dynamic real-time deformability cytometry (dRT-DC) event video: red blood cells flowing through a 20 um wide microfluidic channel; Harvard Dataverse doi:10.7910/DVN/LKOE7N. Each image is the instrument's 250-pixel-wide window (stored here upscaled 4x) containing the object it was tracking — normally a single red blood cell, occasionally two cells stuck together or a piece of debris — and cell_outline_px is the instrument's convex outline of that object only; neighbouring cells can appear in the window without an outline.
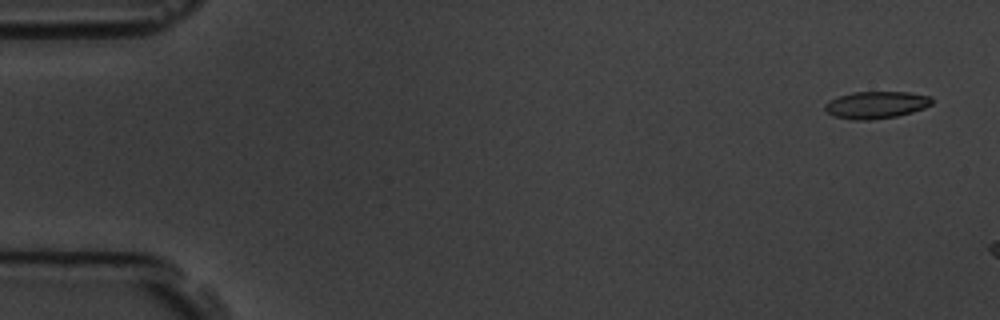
{"species": "common noctule bat (a hibernating species)", "species_latin": "Nyctalus noctula", "temperature_condition": "room temperature", "stored_images_in_passage": 3, "camera_frame_rate_fps": 3000, "um_per_image_px": 0.085, "animal": {"sex": "male", "body_mass_g": 19.5, "forearm_length_mm": 54.6}, "frame": {"image": 1, "passage_image": 1, "time_ms": 0.0, "image_size_px": [1000, 320], "cell_outline_px": [[932, 104], [924, 108], [912, 112], [896, 116], [872, 120], [852, 120], [832, 116], [824, 108], [824, 104], [840, 96], [852, 92], [908, 92], [932, 96]], "centroid_in_image_um": [74.48, 8.92], "position_along_channel_um": 10.5, "area_um2": 16.94}}